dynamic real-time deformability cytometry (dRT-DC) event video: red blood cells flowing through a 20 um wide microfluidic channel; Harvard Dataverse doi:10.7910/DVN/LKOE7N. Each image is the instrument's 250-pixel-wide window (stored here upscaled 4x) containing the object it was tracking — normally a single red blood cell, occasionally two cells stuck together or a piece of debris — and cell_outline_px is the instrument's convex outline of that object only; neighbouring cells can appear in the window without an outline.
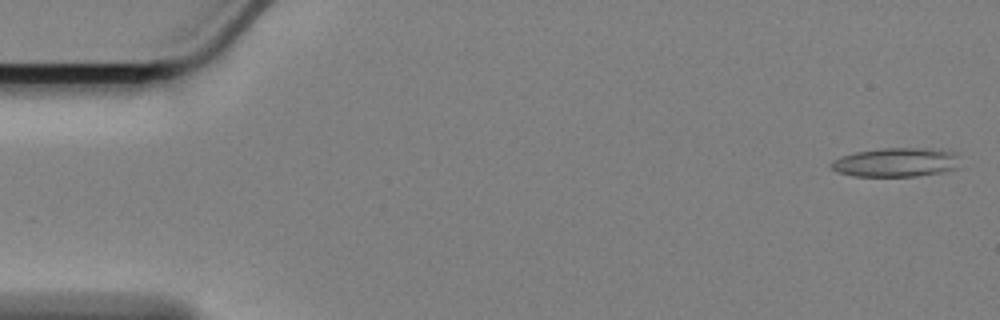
{"species": "Egyptian fruit bat (a non-hibernating species)", "species_latin": "Rousettus aegyptiacus", "temperature_condition": "cold", "stored_images_in_passage": 59, "camera_frame_rate_fps": 3000, "um_per_image_px": 0.085, "animal": {"sex": "female"}, "frame": {"image": 1, "passage_image": 2, "time_ms": 0.333, "image_size_px": [1000, 320], "cell_outline_px": [[956, 168], [944, 172], [916, 176], [852, 176], [836, 172], [832, 168], [832, 164], [836, 160], [844, 156], [856, 152], [884, 148], [940, 148], [956, 152]], "centroid_in_image_um": [76.2, 13.79], "position_along_channel_um": 8.8, "area_um2": 21.62}}
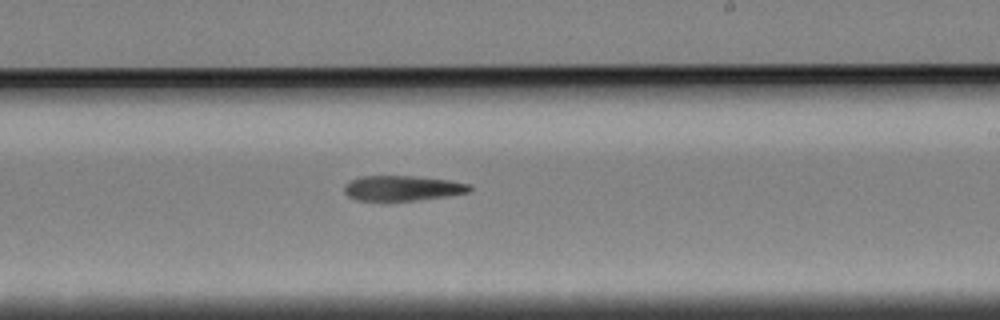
{"frame": {"image": 2, "passage_image": 35, "time_ms": 11.333, "image_size_px": [1000, 320], "cell_outline_px": [[472, 188], [468, 192], [420, 200], [356, 200], [348, 196], [344, 192], [344, 188], [352, 180], [360, 176], [412, 176], [448, 180], [468, 184]], "centroid_in_image_um": [34.19, 15.99], "position_along_channel_um": 254.8, "area_um2": 17.98}}
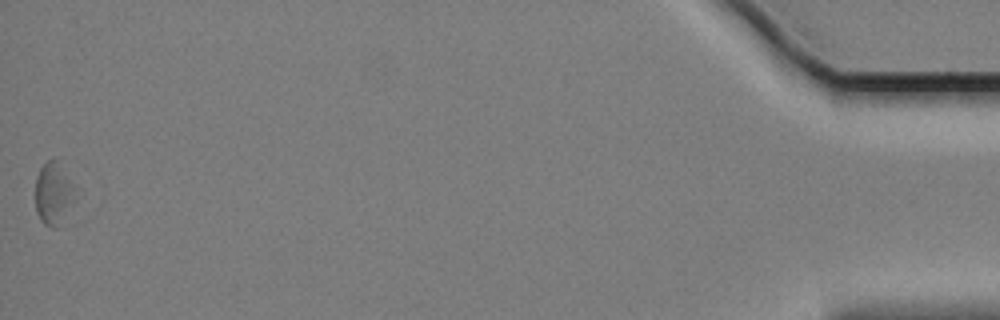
{"frame": {"image": 3, "passage_image": 59, "time_ms": 19.333, "image_size_px": [1000, 320], "cell_outline_px": [[76, 200], [52, 228], [44, 224], [40, 220], [36, 212], [36, 176], [40, 168], [52, 156], [72, 184]], "centroid_in_image_um": [4.5, 16.43], "position_along_channel_um": 430.7, "area_um2": 13.7}}